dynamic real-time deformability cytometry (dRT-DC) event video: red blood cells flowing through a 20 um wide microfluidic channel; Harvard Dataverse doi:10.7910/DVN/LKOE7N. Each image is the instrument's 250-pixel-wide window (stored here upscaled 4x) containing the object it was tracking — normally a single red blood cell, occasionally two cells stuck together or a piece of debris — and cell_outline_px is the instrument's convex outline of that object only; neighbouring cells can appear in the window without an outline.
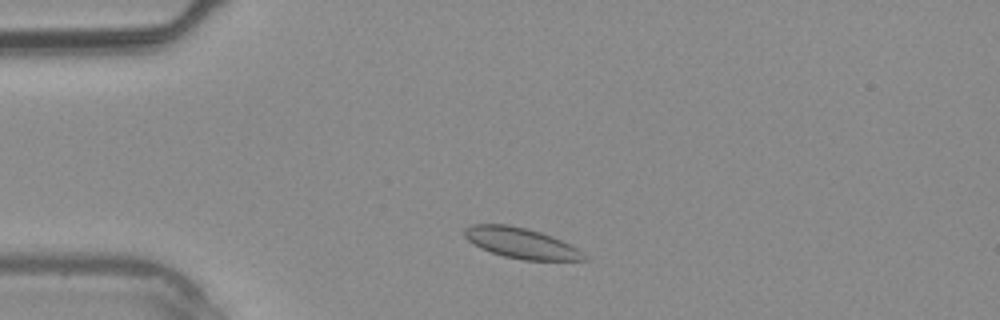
{"species": "common noctule bat (a hibernating species)", "species_latin": "Nyctalus noctula", "temperature_condition": "warm", "stored_images_in_passage": 33, "camera_frame_rate_fps": 3000, "um_per_image_px": 0.085, "animal": {"sex": "male", "body_mass_g": 20.4}, "frame": {"image": 1, "passage_image": 3, "time_ms": 0.667, "image_size_px": [1000, 320], "cell_outline_px": [[588, 260], [524, 260], [504, 256], [480, 248], [468, 240], [464, 236], [464, 228], [472, 224], [508, 224], [540, 232], [552, 236], [576, 248]], "centroid_in_image_um": [44.23, 20.65], "position_along_channel_um": 40.8, "area_um2": 20.92}}
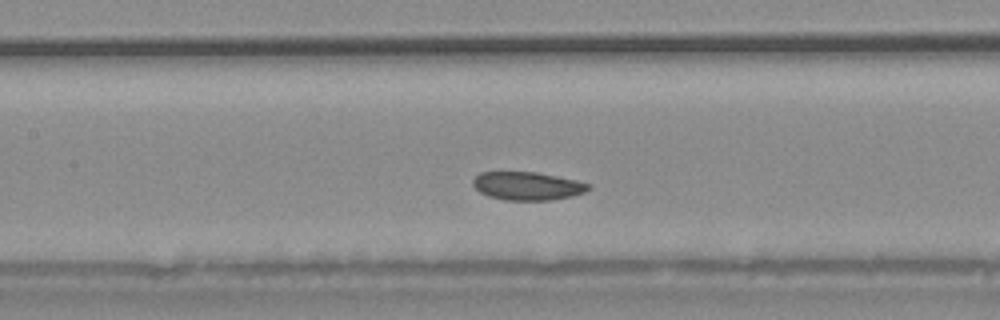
{"frame": {"image": 2, "passage_image": 12, "time_ms": 3.667, "image_size_px": [1000, 320], "cell_outline_px": [[592, 188], [584, 192], [572, 196], [552, 200], [504, 200], [488, 196], [480, 192], [472, 184], [472, 180], [480, 172], [536, 172], [576, 180], [592, 184]], "centroid_in_image_um": [44.84, 15.81], "position_along_channel_um": 162.6, "area_um2": 19.07}}
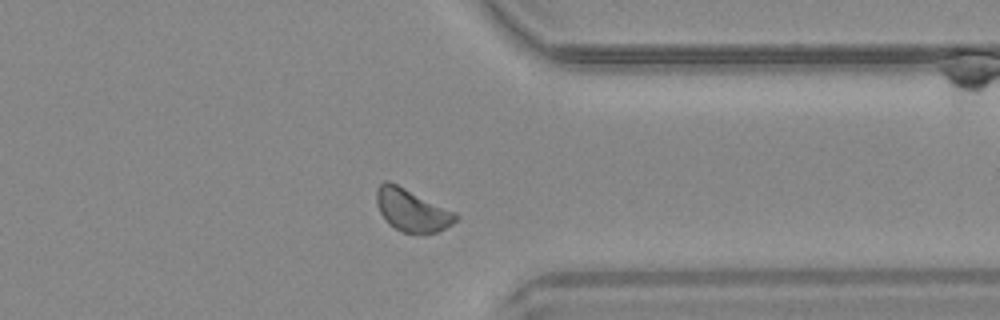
{"frame": {"image": 3, "passage_image": 25, "time_ms": 8.0, "image_size_px": [1000, 320], "cell_outline_px": [[460, 216], [452, 224], [436, 232], [424, 236], [404, 232], [388, 224], [380, 212], [376, 204], [376, 192], [380, 184], [384, 180], [388, 180], [456, 212]], "centroid_in_image_um": [35.02, 17.89], "position_along_channel_um": 376.4, "area_um2": 19.77}}